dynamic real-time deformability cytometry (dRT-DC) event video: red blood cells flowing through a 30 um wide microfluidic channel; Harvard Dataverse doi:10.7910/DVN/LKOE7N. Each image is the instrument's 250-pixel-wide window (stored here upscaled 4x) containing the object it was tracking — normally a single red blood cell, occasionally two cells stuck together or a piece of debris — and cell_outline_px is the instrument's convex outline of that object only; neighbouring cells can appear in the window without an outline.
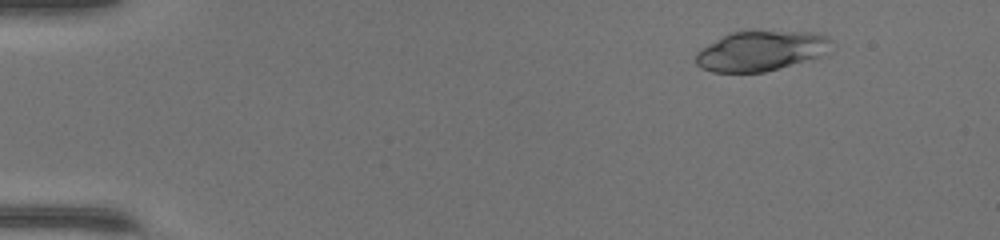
{"species": "common noctule bat (a hibernating species)", "species_latin": "Nyctalus noctula", "temperature_condition": "warm", "stored_images_in_passage": 48, "camera_frame_rate_fps": 3000, "um_per_image_px": 0.085, "animal": {"sex": "female", "body_mass_g": 17.0, "forearm_length_mm": 48.0}, "frame": {"image": 1, "passage_image": 6, "time_ms": 1.667, "image_size_px": [1000, 240], "cell_outline_px": [[832, 40], [816, 56], [764, 72], [712, 72], [700, 68], [696, 64], [696, 52], [700, 48], [728, 32], [752, 28], [756, 28], [816, 32], [828, 36]], "centroid_in_image_um": [64.55, 4.25], "position_along_channel_um": 20.5, "area_um2": 32.02}}